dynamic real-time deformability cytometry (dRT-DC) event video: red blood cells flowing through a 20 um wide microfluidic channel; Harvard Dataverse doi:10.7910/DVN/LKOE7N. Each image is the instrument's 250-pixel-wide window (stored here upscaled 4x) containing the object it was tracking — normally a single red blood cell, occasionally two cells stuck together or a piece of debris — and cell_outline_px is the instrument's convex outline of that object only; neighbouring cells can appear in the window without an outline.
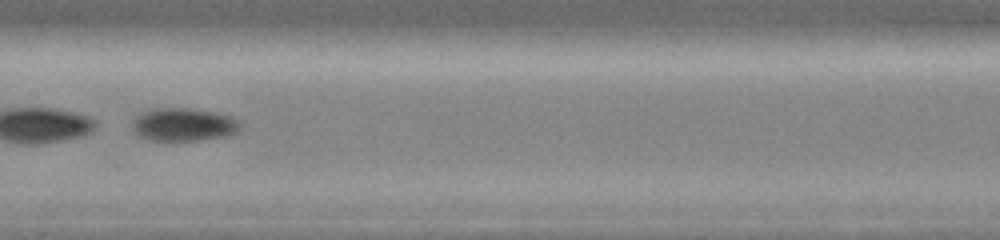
{"species": "common noctule bat (a hibernating species)", "species_latin": "Nyctalus noctula", "temperature_condition": "warm", "stored_images_in_passage": 44, "segment_of_instrument_passage": [2, 2], "camera_frame_rate_fps": 3000, "um_per_image_px": 0.085, "animal": {"sex": "female", "body_mass_g": 19.0, "forearm_length_mm": 51.5}, "frame": {"image": 1, "passage_image": 25, "time_ms": 8.0, "image_size_px": [1000, 240], "cell_outline_px": [[240, 128], [236, 132], [228, 136], [200, 140], [148, 140], [140, 136], [132, 128], [132, 120], [140, 112], [152, 108], [192, 108], [216, 112], [236, 116], [240, 120]], "centroid_in_image_um": [15.64, 10.57], "position_along_channel_um": 191.8, "area_um2": 21.21}}
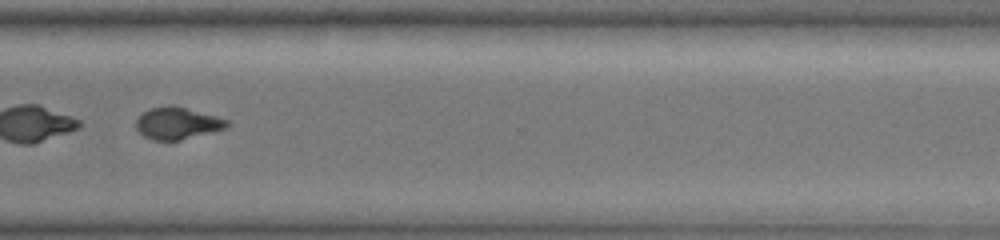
{"frame": {"image": 2, "passage_image": 36, "time_ms": 11.667, "image_size_px": [1000, 240], "cell_outline_px": [[228, 128], [180, 140], [152, 140], [144, 136], [136, 128], [136, 120], [144, 112], [152, 108], [168, 104], [172, 104], [228, 120]], "centroid_in_image_um": [15.06, 10.48], "position_along_channel_um": 355.5, "area_um2": 16.76}}